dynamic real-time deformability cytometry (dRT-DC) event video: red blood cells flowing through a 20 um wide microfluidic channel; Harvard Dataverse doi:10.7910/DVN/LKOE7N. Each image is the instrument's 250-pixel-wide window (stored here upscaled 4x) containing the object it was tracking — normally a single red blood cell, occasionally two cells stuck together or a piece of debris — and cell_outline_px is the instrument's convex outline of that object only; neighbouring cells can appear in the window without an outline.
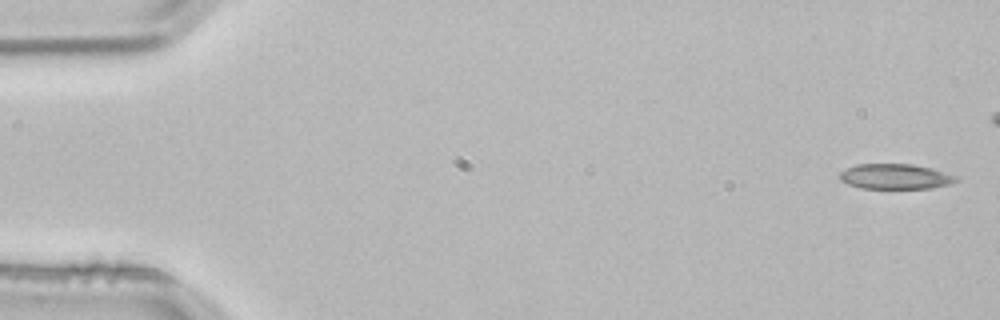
{"species": "common noctule bat (a hibernating species)", "species_latin": "Nyctalus noctula", "temperature_condition": "room temperature", "stored_images_in_passage": 4, "camera_frame_rate_fps": 3000, "um_per_image_px": 0.085, "animal": {"sex": "male", "body_mass_g": 21.5, "forearm_length_mm": 52.0}, "frame": {"image": 1, "passage_image": 1, "time_ms": 0.0, "image_size_px": [1000, 320], "cell_outline_px": [[960, 180], [952, 184], [932, 188], [860, 188], [848, 184], [840, 180], [840, 172], [856, 164], [912, 164], [932, 168], [956, 176]], "centroid_in_image_um": [76.13, 15.0], "position_along_channel_um": 8.9, "area_um2": 17.11}}